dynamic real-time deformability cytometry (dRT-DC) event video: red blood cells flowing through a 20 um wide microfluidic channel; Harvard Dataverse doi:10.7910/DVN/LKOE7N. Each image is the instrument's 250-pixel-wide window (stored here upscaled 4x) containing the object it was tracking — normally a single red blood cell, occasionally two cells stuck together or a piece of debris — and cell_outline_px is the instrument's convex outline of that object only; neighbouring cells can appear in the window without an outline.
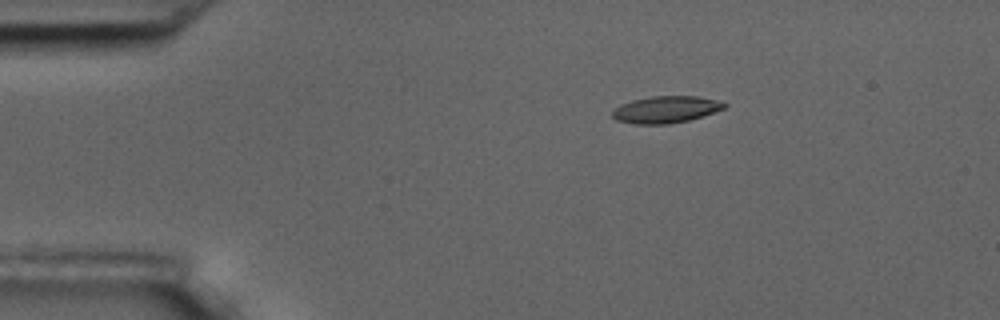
{"species": "common noctule bat (a hibernating species)", "species_latin": "Nyctalus noctula", "temperature_condition": "room temperature", "stored_images_in_passage": 3, "camera_frame_rate_fps": 3000, "um_per_image_px": 0.085, "animal": {"sex": "male", "body_mass_g": 17.5, "forearm_length_mm": 52.3}, "frame": {"image": 1, "passage_image": 1, "time_ms": 0.0, "image_size_px": [1000, 320], "cell_outline_px": [[728, 104], [724, 108], [688, 120], [668, 124], [636, 124], [616, 120], [612, 116], [612, 112], [620, 104], [632, 100], [652, 96], [696, 96], [716, 100]], "centroid_in_image_um": [56.55, 9.3], "position_along_channel_um": 28.4, "area_um2": 17.28}}